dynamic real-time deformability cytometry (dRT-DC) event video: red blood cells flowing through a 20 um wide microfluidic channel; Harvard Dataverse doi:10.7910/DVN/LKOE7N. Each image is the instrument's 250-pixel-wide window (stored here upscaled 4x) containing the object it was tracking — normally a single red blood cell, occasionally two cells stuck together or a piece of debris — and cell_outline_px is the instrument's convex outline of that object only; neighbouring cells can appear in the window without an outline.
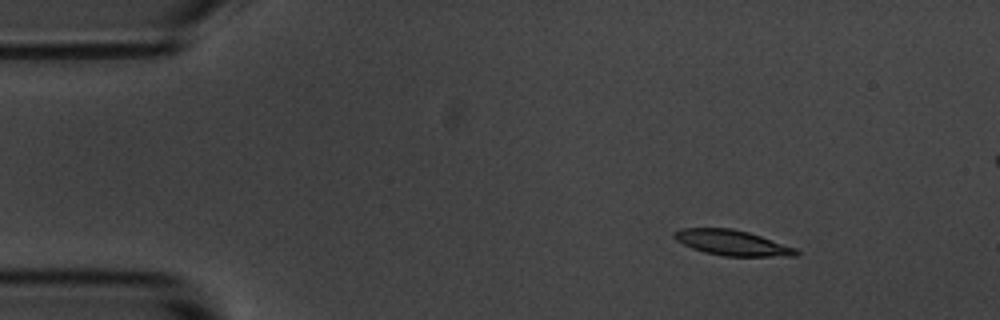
{"species": "common noctule bat (a hibernating species)", "species_latin": "Nyctalus noctula", "temperature_condition": "room temperature", "stored_images_in_passage": 14, "camera_frame_rate_fps": 3000, "um_per_image_px": 0.085, "animal": {"sex": "male", "body_mass_g": 20.1, "forearm_length_mm": 53.5}, "frame": {"image": 1, "passage_image": 3, "time_ms": 0.667, "image_size_px": [1000, 320], "cell_outline_px": [[800, 252], [796, 256], [724, 256], [704, 252], [692, 248], [676, 240], [672, 236], [672, 232], [680, 228], [732, 228], [748, 232], [796, 248]], "centroid_in_image_um": [62.2, 20.63], "position_along_channel_um": 22.8, "area_um2": 17.98}}
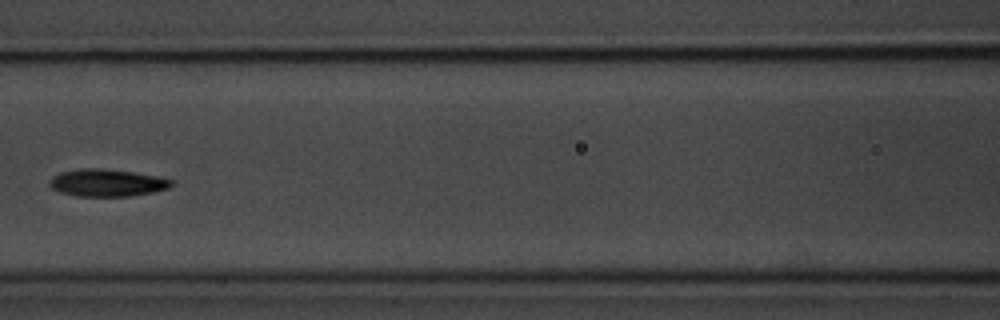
{"frame": {"image": 2, "passage_image": 7, "time_ms": 2.0, "image_size_px": [1000, 320], "cell_outline_px": [[176, 184], [168, 188], [152, 192], [132, 196], [76, 196], [60, 192], [52, 188], [48, 184], [48, 180], [52, 176], [60, 172], [80, 168], [100, 168], [132, 172], [160, 176], [176, 180]], "centroid_in_image_um": [9.12, 15.53], "position_along_channel_um": 157.5, "area_um2": 19.71}}
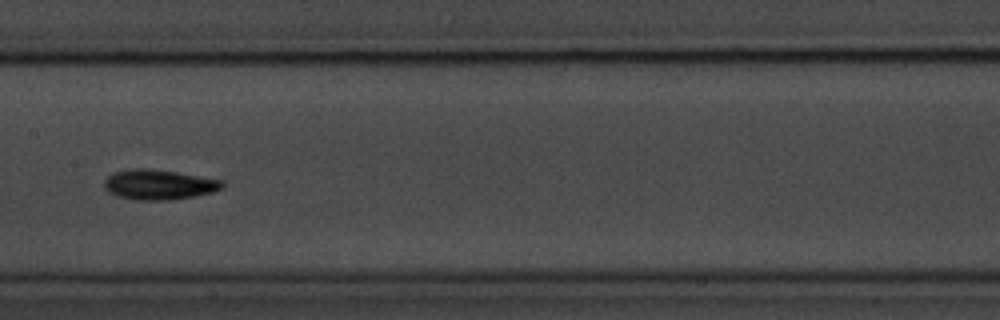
{"frame": {"image": 3, "passage_image": 8, "time_ms": 2.333, "image_size_px": [1000, 320], "cell_outline_px": [[224, 188], [212, 192], [196, 196], [172, 200], [136, 200], [120, 196], [108, 192], [104, 188], [104, 180], [112, 172], [128, 168], [148, 168], [176, 172], [224, 180]], "centroid_in_image_um": [13.51, 15.68], "position_along_channel_um": 193.9, "area_um2": 20.92}}